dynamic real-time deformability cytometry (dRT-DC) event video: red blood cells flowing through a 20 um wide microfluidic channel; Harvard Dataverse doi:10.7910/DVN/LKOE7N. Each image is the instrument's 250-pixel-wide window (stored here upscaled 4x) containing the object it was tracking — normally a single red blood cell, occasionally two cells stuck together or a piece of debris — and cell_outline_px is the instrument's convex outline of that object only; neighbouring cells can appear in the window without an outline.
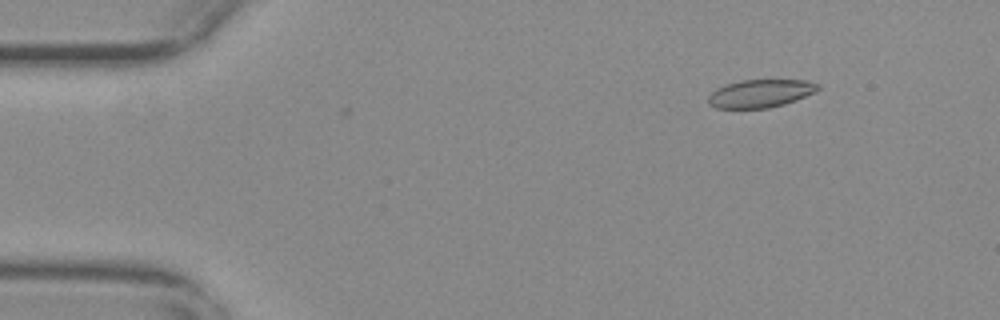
{"species": "common noctule bat (a hibernating species)", "species_latin": "Nyctalus noctula", "temperature_condition": "warm", "stored_images_in_passage": 2, "camera_frame_rate_fps": 3000, "um_per_image_px": 0.085, "animal": {"sex": "female", "body_mass_g": 29.2, "forearm_length_mm": 56.3}, "frame": {"image": 1, "passage_image": 1, "time_ms": 0.0, "image_size_px": [1000, 320], "cell_outline_px": [[820, 88], [816, 92], [796, 100], [784, 104], [768, 108], [716, 108], [708, 104], [708, 96], [716, 88], [724, 84], [740, 80], [804, 80], [820, 84]], "centroid_in_image_um": [64.63, 7.94], "position_along_channel_um": 20.4, "area_um2": 18.03}}